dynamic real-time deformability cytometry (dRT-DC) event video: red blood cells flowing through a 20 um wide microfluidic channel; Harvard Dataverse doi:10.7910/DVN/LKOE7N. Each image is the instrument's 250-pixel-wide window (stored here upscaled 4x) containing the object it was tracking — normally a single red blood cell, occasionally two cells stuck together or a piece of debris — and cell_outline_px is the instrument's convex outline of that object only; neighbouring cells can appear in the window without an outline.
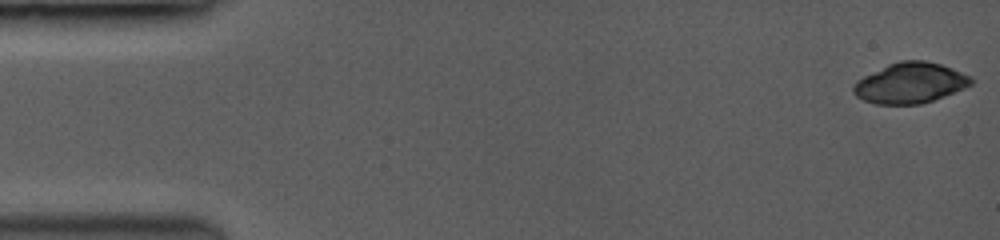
{"species": "common noctule bat (a hibernating species)", "species_latin": "Nyctalus noctula", "temperature_condition": "room temperature", "stored_images_in_passage": 32, "camera_frame_rate_fps": 3500, "um_per_image_px": 0.085, "animal": {"sex": "female", "body_mass_g": 19.0, "forearm_length_mm": 53.3}, "frame": {"image": 1, "passage_image": 1, "time_ms": 0.0, "image_size_px": [1000, 240], "cell_outline_px": [[972, 84], [964, 88], [944, 96], [920, 104], [876, 104], [864, 100], [856, 96], [852, 92], [852, 84], [856, 80], [888, 64], [900, 60], [924, 60], [940, 64], [952, 68], [972, 76]], "centroid_in_image_um": [77.34, 7.05], "position_along_channel_um": 7.7, "area_um2": 27.8}}
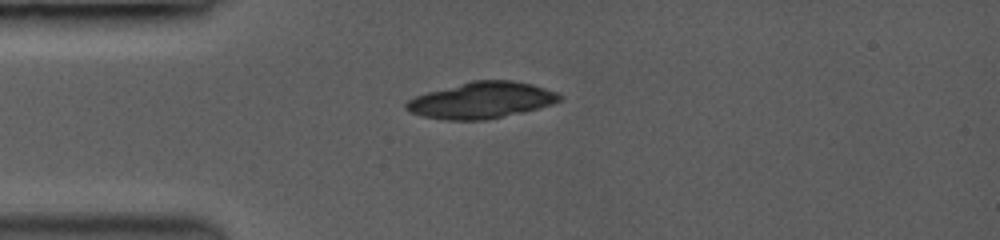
{"frame": {"image": 2, "passage_image": 9, "time_ms": 4.0, "image_size_px": [1000, 240], "cell_outline_px": [[560, 100], [552, 104], [540, 108], [488, 120], [444, 120], [424, 116], [412, 112], [404, 108], [404, 104], [408, 100], [416, 96], [428, 92], [472, 80], [512, 80], [532, 84], [556, 92], [560, 96]], "centroid_in_image_um": [40.92, 8.53], "position_along_channel_um": 44.1, "area_um2": 32.31}}
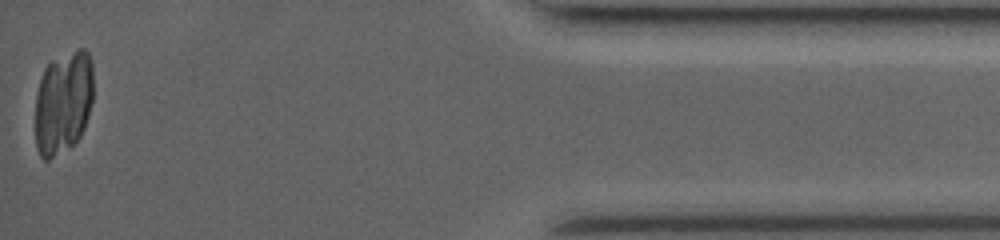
{"frame": {"image": 3, "passage_image": 32, "time_ms": 15.429, "image_size_px": [1000, 240], "cell_outline_px": [[92, 100], [88, 116], [84, 128], [80, 136], [72, 144], [48, 160], [44, 160], [40, 156], [36, 148], [36, 96], [40, 80], [44, 68], [52, 60], [80, 48], [84, 48], [88, 52], [92, 64]], "centroid_in_image_um": [5.37, 8.7], "position_along_channel_um": 429.8, "area_um2": 34.68}}